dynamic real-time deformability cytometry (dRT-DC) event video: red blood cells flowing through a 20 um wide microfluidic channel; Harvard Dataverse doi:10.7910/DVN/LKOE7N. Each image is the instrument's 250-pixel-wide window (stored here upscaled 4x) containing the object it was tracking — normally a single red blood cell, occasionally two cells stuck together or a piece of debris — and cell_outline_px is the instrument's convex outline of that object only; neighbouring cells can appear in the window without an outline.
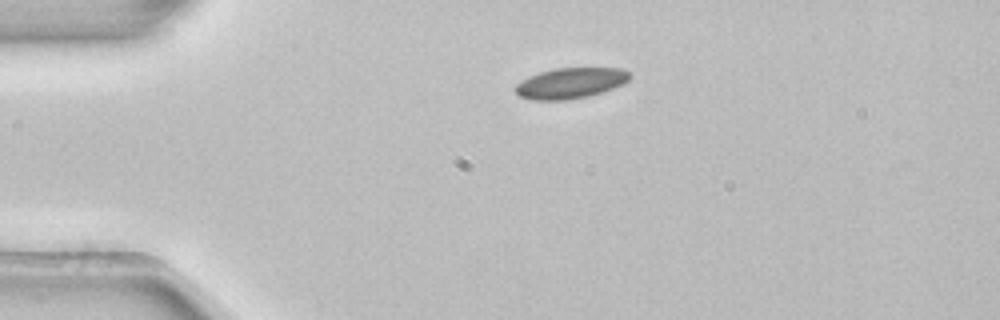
{"species": "common noctule bat (a hibernating species)", "species_latin": "Nyctalus noctula", "temperature_condition": "room temperature", "stored_images_in_passage": 2, "camera_frame_rate_fps": 3000, "um_per_image_px": 0.085, "animal": {"sex": "female", "body_mass_g": 22.7, "forearm_length_mm": 54.2}, "frame": {"image": 1, "passage_image": 1, "time_ms": 0.0, "image_size_px": [1000, 320], "cell_outline_px": [[632, 76], [624, 84], [588, 96], [568, 100], [532, 100], [520, 96], [516, 92], [516, 84], [528, 76], [540, 72], [556, 68], [620, 68], [628, 72]], "centroid_in_image_um": [48.49, 7.06], "position_along_channel_um": 36.5, "area_um2": 20.35}}